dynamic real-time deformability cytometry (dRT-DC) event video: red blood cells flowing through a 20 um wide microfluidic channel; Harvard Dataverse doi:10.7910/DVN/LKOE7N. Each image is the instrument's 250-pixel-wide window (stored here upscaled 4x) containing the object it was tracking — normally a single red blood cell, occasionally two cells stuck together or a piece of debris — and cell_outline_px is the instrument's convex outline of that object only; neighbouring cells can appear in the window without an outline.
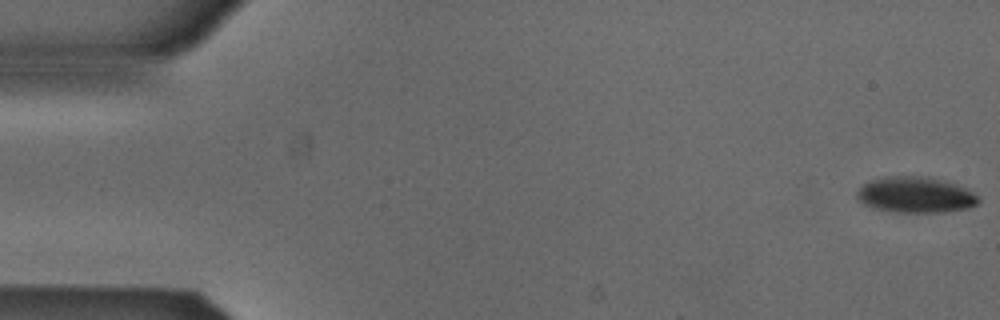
{"species": "Egyptian fruit bat (a non-hibernating species)", "species_latin": "Rousettus aegyptiacus", "temperature_condition": "cold", "stored_images_in_passage": 53, "camera_frame_rate_fps": 3000, "um_per_image_px": 0.085, "animal": {"sex": "male"}, "frame": {"image": 1, "passage_image": 1, "time_ms": 0.0, "image_size_px": [1000, 320], "cell_outline_px": [[980, 200], [976, 204], [968, 208], [944, 212], [896, 212], [872, 208], [864, 204], [856, 196], [856, 192], [864, 184], [872, 180], [888, 176], [928, 176], [956, 184], [968, 188], [980, 196]], "centroid_in_image_um": [77.86, 16.56], "position_along_channel_um": 7.1, "area_um2": 25.55}}
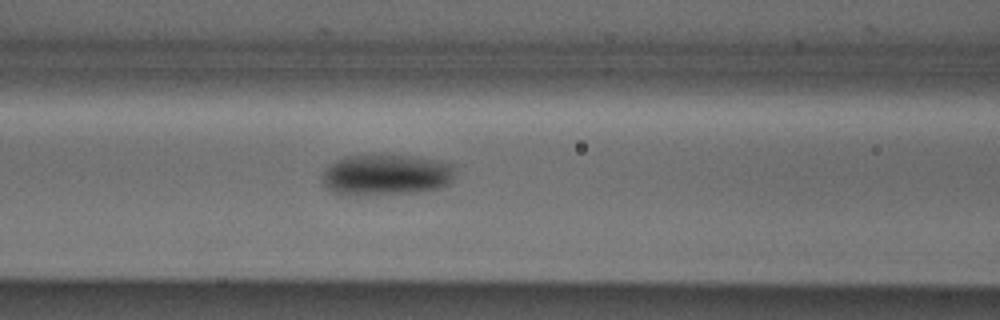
{"frame": {"image": 2, "passage_image": 22, "time_ms": 7.0, "image_size_px": [1000, 320], "cell_outline_px": [[456, 168], [452, 180], [448, 184], [440, 188], [416, 192], [356, 196], [348, 196], [332, 192], [324, 184], [324, 168], [336, 160], [344, 156], [404, 156], [456, 164]], "centroid_in_image_um": [32.81, 14.89], "position_along_channel_um": 133.8, "area_um2": 31.62}}
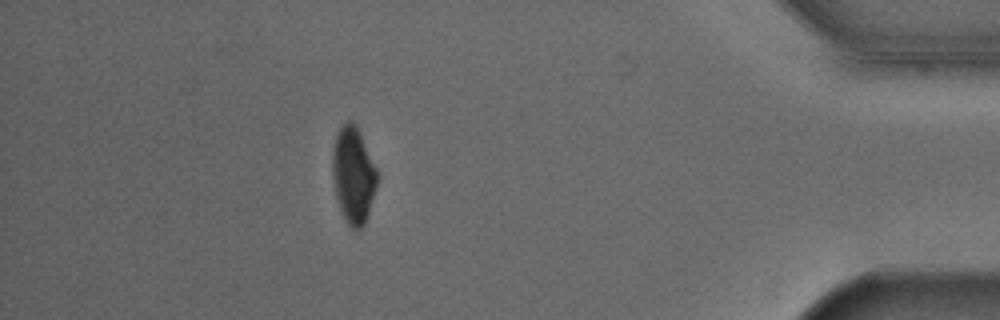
{"frame": {"image": 3, "passage_image": 47, "time_ms": 15.333, "image_size_px": [1000, 320], "cell_outline_px": [[376, 188], [368, 216], [364, 224], [356, 232], [344, 220], [340, 212], [336, 196], [332, 172], [332, 152], [336, 136], [340, 128], [348, 120], [352, 120], [356, 124], [360, 132], [376, 168]], "centroid_in_image_um": [30.02, 14.91], "position_along_channel_um": 405.2, "area_um2": 25.09}, "authors_computed_cell_mechanics": {"area_um2": 28.033, "velocity_mm_per_s": 3.881, "shape_relaxation_time_tau1_ms": 4.8039, "shape_relaxation_time_tau2_ms": null, "deformation_change_tau1": 0.1127, "deformation_change_tau2": null}}